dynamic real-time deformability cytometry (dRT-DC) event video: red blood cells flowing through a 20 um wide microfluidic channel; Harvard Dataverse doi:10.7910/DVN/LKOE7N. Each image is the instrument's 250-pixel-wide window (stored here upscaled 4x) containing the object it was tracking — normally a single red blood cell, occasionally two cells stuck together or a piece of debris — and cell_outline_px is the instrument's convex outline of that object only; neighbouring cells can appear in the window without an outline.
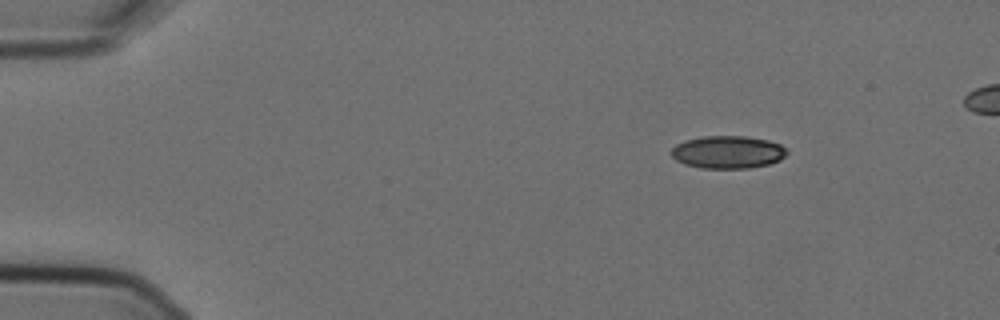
{"species": "Egyptian fruit bat (a non-hibernating species)", "species_latin": "Rousettus aegyptiacus", "temperature_condition": "cold", "stored_images_in_passage": 8, "segment_of_instrument_passage": [1, 2], "camera_frame_rate_fps": 3000, "um_per_image_px": 0.085, "animal": {"sex": "female"}, "frame": {"image": 1, "passage_image": 1, "time_ms": 0.0, "image_size_px": [1000, 320], "cell_outline_px": [[788, 152], [780, 160], [768, 164], [748, 168], [700, 168], [684, 164], [676, 160], [672, 156], [672, 148], [676, 144], [684, 140], [704, 136], [748, 136], [768, 140], [780, 144]], "centroid_in_image_um": [61.85, 12.92], "position_along_channel_um": 23.2, "area_um2": 22.02}}
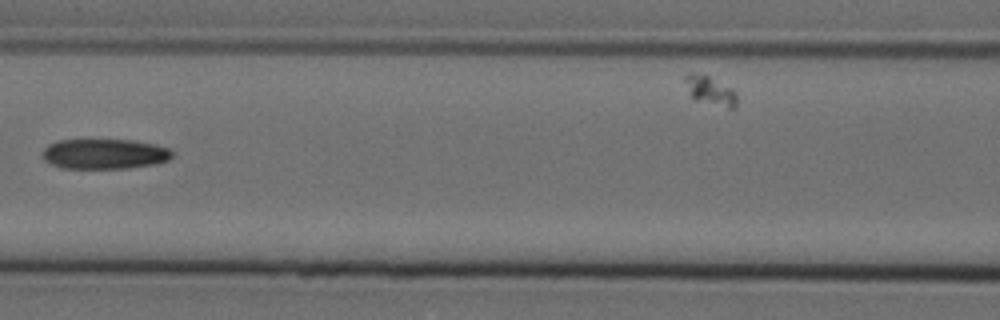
{"frame": {"image": 2, "passage_image": 6, "time_ms": 1.667, "image_size_px": [1000, 320], "cell_outline_px": [[172, 156], [168, 160], [156, 164], [128, 168], [60, 168], [44, 160], [44, 148], [48, 144], [60, 140], [132, 140], [152, 144], [168, 148], [172, 152]], "centroid_in_image_um": [8.88, 13.09], "position_along_channel_um": 157.7, "area_um2": 22.6}}